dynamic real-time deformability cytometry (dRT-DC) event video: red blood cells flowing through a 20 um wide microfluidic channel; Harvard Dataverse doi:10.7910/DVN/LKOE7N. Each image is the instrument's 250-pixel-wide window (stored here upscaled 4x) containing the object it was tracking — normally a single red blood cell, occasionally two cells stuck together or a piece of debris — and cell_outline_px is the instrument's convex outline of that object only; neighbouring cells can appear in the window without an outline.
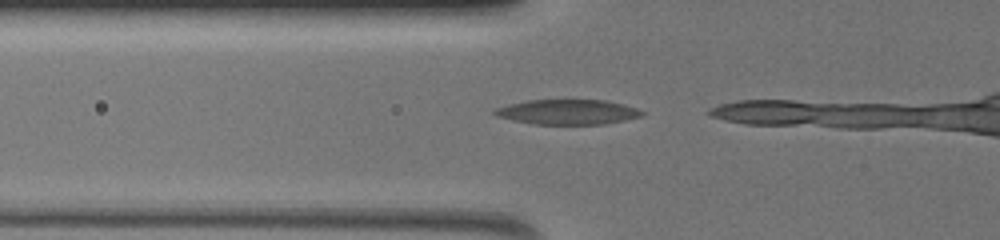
{"species": "common noctule bat (a hibernating species)", "species_latin": "Nyctalus noctula", "temperature_condition": "warm", "stored_images_in_passage": 7, "camera_frame_rate_fps": 3000, "um_per_image_px": 0.085, "animal": {"sex": "female", "body_mass_g": 19.5, "forearm_length_mm": 54.1}, "frame": {"image": 1, "passage_image": 2, "time_ms": 0.333, "image_size_px": [1000, 240], "cell_outline_px": [[644, 112], [640, 116], [624, 120], [604, 124], [532, 124], [512, 120], [496, 116], [492, 112], [492, 108], [508, 104], [528, 100], [604, 100], [624, 104], [636, 108]], "centroid_in_image_um": [48.18, 9.51], "position_along_channel_um": 77.6, "area_um2": 21.44}}
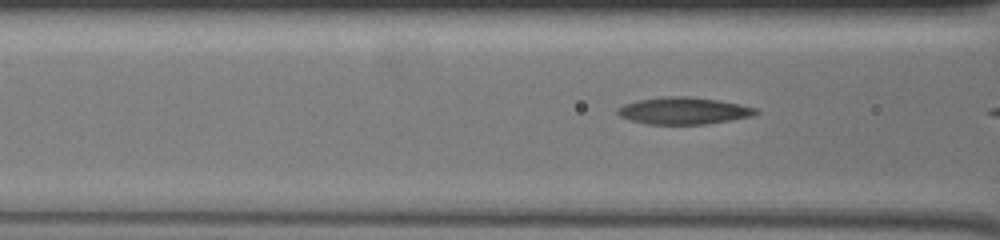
{"frame": {"image": 2, "passage_image": 5, "time_ms": 1.333, "image_size_px": [1000, 240], "cell_outline_px": [[760, 112], [752, 116], [732, 120], [704, 124], [648, 124], [628, 120], [620, 116], [616, 112], [616, 108], [624, 104], [636, 100], [660, 96], [688, 96], [716, 100], [756, 108]], "centroid_in_image_um": [58.04, 9.41], "position_along_channel_um": 108.6, "area_um2": 21.79}}